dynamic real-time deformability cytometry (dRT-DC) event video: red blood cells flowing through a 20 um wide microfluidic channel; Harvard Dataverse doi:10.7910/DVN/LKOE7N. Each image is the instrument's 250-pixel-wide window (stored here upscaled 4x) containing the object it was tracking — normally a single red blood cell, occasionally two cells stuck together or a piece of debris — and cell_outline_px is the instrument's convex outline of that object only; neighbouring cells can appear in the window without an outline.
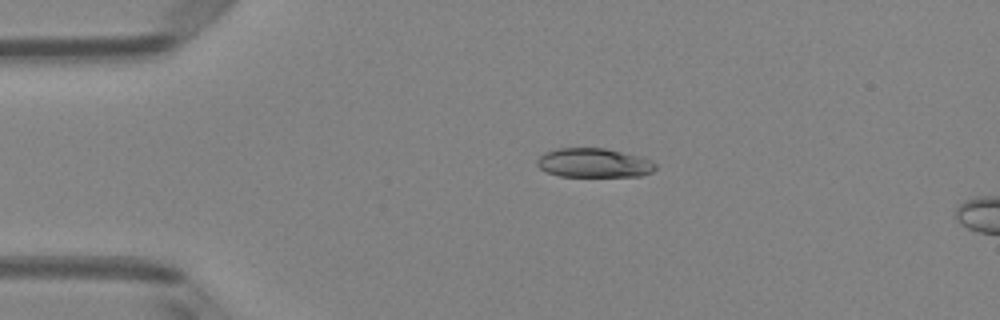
{"species": "Egyptian fruit bat (a non-hibernating species)", "species_latin": "Rousettus aegyptiacus", "temperature_condition": "room temperature", "stored_images_in_passage": 5, "camera_frame_rate_fps": 3000, "um_per_image_px": 0.085, "animal": {"sex": "female"}, "frame": {"image": 1, "passage_image": 3, "time_ms": 0.667, "image_size_px": [1000, 320], "cell_outline_px": [[656, 168], [652, 172], [640, 176], [560, 176], [548, 172], [540, 168], [536, 164], [536, 160], [544, 152], [556, 148], [604, 148], [640, 156], [652, 160], [656, 164]], "centroid_in_image_um": [50.48, 13.84], "position_along_channel_um": 34.5, "area_um2": 20.17}}